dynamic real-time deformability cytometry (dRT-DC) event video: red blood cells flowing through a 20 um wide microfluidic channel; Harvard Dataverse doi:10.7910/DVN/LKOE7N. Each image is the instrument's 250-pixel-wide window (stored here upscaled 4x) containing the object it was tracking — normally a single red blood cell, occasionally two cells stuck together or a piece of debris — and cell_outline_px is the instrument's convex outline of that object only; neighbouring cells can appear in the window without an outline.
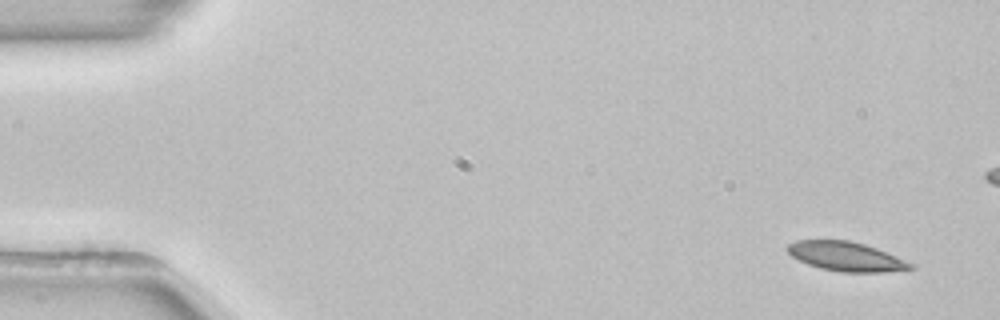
{"species": "common noctule bat (a hibernating species)", "species_latin": "Nyctalus noctula", "temperature_condition": "room temperature", "stored_images_in_passage": 52, "camera_frame_rate_fps": 3000, "um_per_image_px": 0.085, "animal": {"sex": "female", "body_mass_g": 22.7, "forearm_length_mm": 54.2}, "frame": {"image": 1, "passage_image": 1, "time_ms": 0.0, "image_size_px": [1000, 320], "cell_outline_px": [[916, 268], [884, 272], [840, 272], [820, 268], [808, 264], [792, 256], [784, 248], [788, 244], [796, 240], [848, 240], [864, 244], [876, 248], [916, 264]], "centroid_in_image_um": [71.93, 21.8], "position_along_channel_um": 13.1, "area_um2": 21.04}, "authors_computed_cell_mechanics": {"area_um2": 21.2126, "velocity_mm_per_s": 3.8307, "shape_relaxation_time_tau1_ms": 9.5628, "shape_relaxation_time_tau2_ms": 4.2845, "deformation_change_tau1": 0.1852, "deformation_change_tau2": 0.0862}}